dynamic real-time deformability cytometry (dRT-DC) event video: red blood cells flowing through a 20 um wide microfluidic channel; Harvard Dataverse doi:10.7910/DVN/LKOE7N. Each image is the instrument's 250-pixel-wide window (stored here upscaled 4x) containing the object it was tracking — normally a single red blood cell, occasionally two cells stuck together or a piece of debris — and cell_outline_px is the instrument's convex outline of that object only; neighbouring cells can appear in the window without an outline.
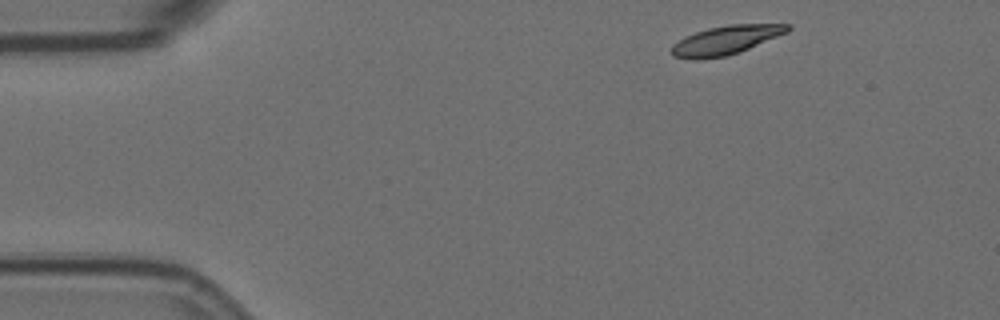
{"species": "Egyptian fruit bat (a non-hibernating species)", "species_latin": "Rousettus aegyptiacus", "temperature_condition": "room temperature", "stored_images_in_passage": 8, "camera_frame_rate_fps": 3000, "um_per_image_px": 0.085, "animal": {"sex": "female"}, "frame": {"image": 1, "passage_image": 1, "time_ms": 0.0, "image_size_px": [1000, 320], "cell_outline_px": [[792, 28], [788, 32], [740, 52], [724, 56], [696, 60], [692, 60], [672, 56], [672, 44], [684, 36], [708, 28], [728, 24], [792, 24]], "centroid_in_image_um": [61.69, 3.41], "position_along_channel_um": 23.3, "area_um2": 19.65}}
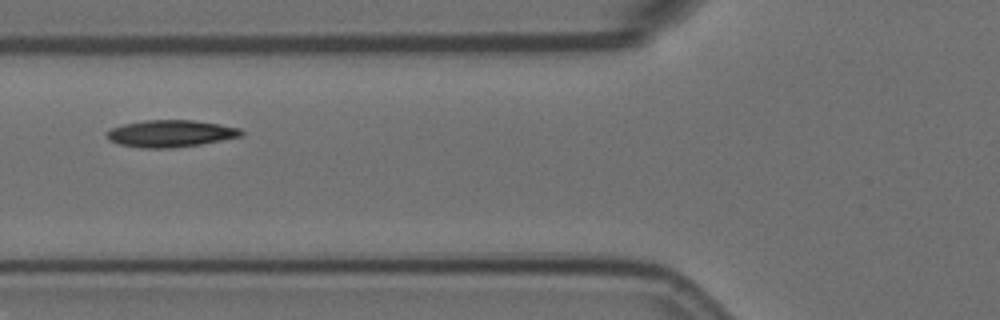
{"frame": {"image": 2, "passage_image": 5, "time_ms": 1.333, "image_size_px": [1000, 320], "cell_outline_px": [[244, 132], [240, 136], [200, 144], [172, 148], [140, 148], [120, 144], [108, 140], [104, 136], [104, 132], [112, 128], [124, 124], [144, 120], [192, 120], [220, 124], [240, 128]], "centroid_in_image_um": [14.44, 11.35], "position_along_channel_um": 111.4, "area_um2": 21.15}}
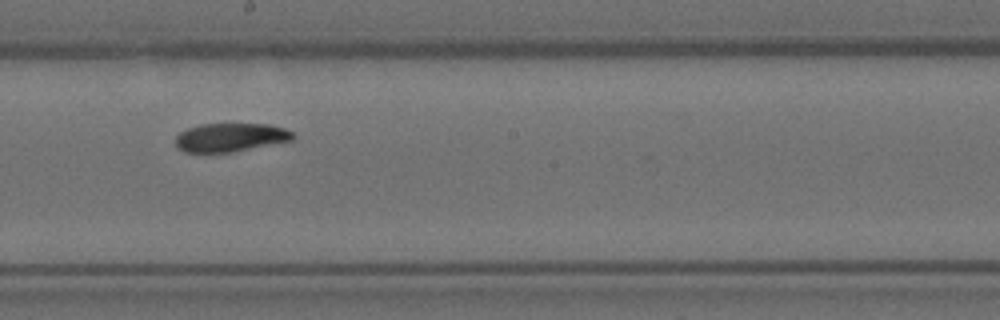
{"frame": {"image": 3, "passage_image": 8, "time_ms": 2.333, "image_size_px": [1000, 320], "cell_outline_px": [[296, 136], [292, 140], [232, 152], [184, 152], [176, 148], [176, 136], [180, 132], [188, 128], [200, 124], [272, 124], [284, 128], [292, 132]], "centroid_in_image_um": [19.58, 11.67], "position_along_channel_um": 228.6, "area_um2": 19.54}}